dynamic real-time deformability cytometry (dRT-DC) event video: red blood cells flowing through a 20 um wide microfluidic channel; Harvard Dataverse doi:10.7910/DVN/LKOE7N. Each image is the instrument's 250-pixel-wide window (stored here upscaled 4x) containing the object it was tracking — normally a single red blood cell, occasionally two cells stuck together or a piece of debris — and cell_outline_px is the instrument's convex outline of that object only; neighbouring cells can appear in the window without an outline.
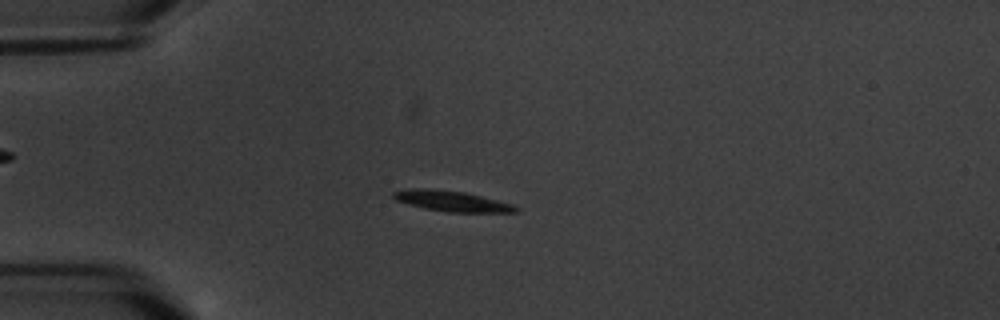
{"species": "common noctule bat (a hibernating species)", "species_latin": "Nyctalus noctula", "temperature_condition": "warm", "stored_images_in_passage": 10, "camera_frame_rate_fps": 3000, "um_per_image_px": 0.085, "animal": {"sex": "male", "body_mass_g": 20.1, "forearm_length_mm": 53.5}, "frame": {"image": 1, "passage_image": 4, "time_ms": 3.667, "image_size_px": [1000, 320], "cell_outline_px": [[520, 212], [448, 212], [424, 208], [408, 204], [396, 200], [392, 196], [392, 192], [416, 188], [428, 188], [464, 192], [512, 204], [520, 208]], "centroid_in_image_um": [38.41, 17.1], "position_along_channel_um": 46.6, "area_um2": 14.51}}
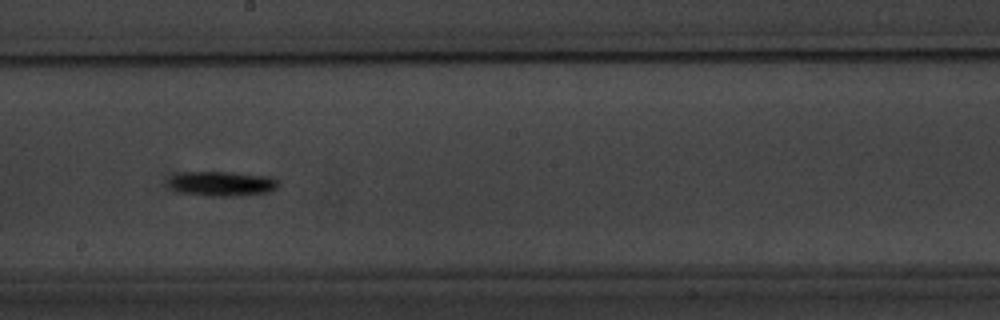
{"frame": {"image": 2, "passage_image": 9, "time_ms": 9.667, "image_size_px": [1000, 320], "cell_outline_px": [[280, 184], [276, 188], [268, 192], [232, 196], [204, 196], [180, 192], [172, 188], [172, 180], [180, 172], [232, 172], [272, 176], [280, 180]], "centroid_in_image_um": [18.99, 15.61], "position_along_channel_um": 229.2, "area_um2": 15.72}}